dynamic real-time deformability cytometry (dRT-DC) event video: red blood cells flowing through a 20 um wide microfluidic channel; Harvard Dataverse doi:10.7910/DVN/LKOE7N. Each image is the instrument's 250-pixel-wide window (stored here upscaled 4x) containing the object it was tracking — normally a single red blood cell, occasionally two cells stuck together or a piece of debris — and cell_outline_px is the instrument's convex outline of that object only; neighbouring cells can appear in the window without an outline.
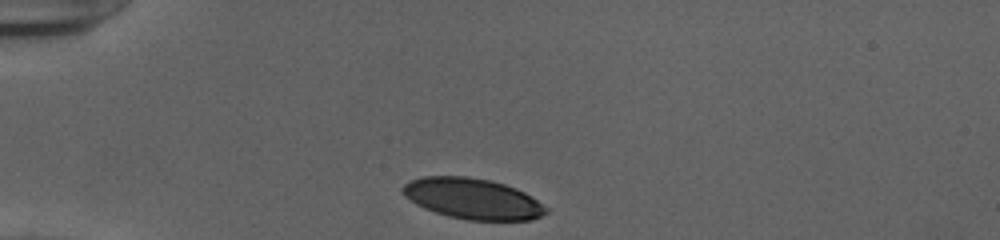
{"species": "human", "species_latin": "Homo sapiens", "temperature_condition": "cold", "stored_images_in_passage": 32, "camera_frame_rate_fps": 3000, "um_per_image_px": 0.085, "donor": {"sex": "female"}, "frame": {"image": 1, "passage_image": 1, "time_ms": 0.0, "image_size_px": [1000, 240], "cell_outline_px": [[548, 212], [532, 220], [468, 220], [448, 216], [424, 208], [416, 204], [404, 196], [400, 188], [408, 180], [424, 176], [468, 176], [488, 180], [504, 184], [516, 188], [524, 192], [548, 208]], "centroid_in_image_um": [40.14, 16.88], "position_along_channel_um": 44.9, "area_um2": 34.04}}
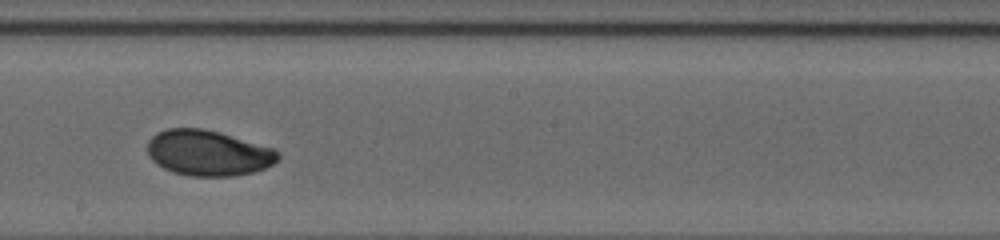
{"frame": {"image": 2, "passage_image": 18, "time_ms": 5.667, "image_size_px": [1000, 240], "cell_outline_px": [[280, 160], [264, 168], [252, 172], [232, 176], [188, 176], [172, 172], [156, 164], [148, 156], [148, 140], [156, 132], [168, 128], [204, 128], [220, 132], [276, 148], [280, 152]], "centroid_in_image_um": [17.71, 12.99], "position_along_channel_um": 230.5, "area_um2": 35.14}}
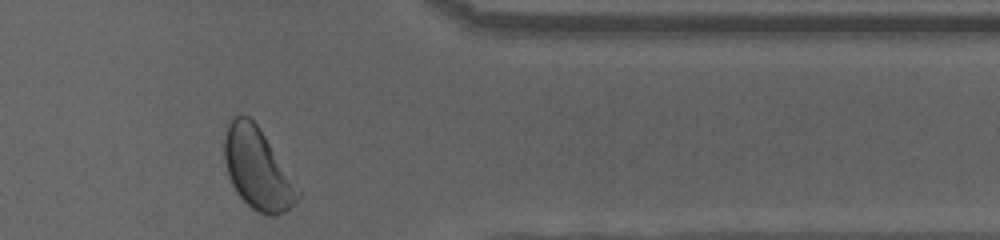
{"frame": {"image": 3, "passage_image": 31, "time_ms": 10.0, "image_size_px": [1000, 240], "cell_outline_px": [[300, 196], [284, 212], [276, 216], [268, 216], [252, 208], [236, 192], [228, 176], [224, 160], [224, 140], [228, 124], [236, 116], [248, 116], [256, 124], [300, 188]], "centroid_in_image_um": [21.89, 14.37], "position_along_channel_um": 389.5, "area_um2": 34.22}, "authors_computed_cell_mechanics": {"area_um2": 35.0557, "velocity_mm_per_s": 3.9009, "shape_relaxation_time_tau1_ms": 3.1921, "shape_relaxation_time_tau2_ms": 1.3843, "deformation_change_tau1": 0.1242, "deformation_change_tau2": 0.0478}}